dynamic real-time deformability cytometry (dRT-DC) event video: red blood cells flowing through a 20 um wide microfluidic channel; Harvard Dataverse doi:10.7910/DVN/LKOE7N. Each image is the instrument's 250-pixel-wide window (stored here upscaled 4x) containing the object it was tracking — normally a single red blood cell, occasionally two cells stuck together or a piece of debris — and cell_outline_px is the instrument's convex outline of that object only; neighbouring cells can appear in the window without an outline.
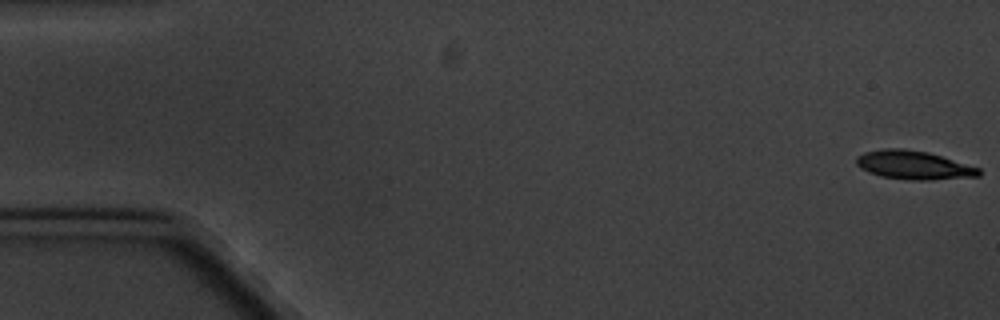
{"species": "common noctule bat (a hibernating species)", "species_latin": "Nyctalus noctula", "temperature_condition": "cold", "stored_images_in_passage": 7, "camera_frame_rate_fps": 3000, "um_per_image_px": 0.085, "animal": {"sex": "male", "body_mass_g": 20.1, "forearm_length_mm": 53.5}, "frame": {"image": 1, "passage_image": 1, "time_ms": 0.0, "image_size_px": [1000, 320], "cell_outline_px": [[980, 176], [928, 180], [912, 180], [880, 176], [868, 172], [860, 168], [856, 164], [856, 156], [864, 152], [884, 148], [900, 148], [928, 152], [980, 168]], "centroid_in_image_um": [77.63, 14.03], "position_along_channel_um": 7.4, "area_um2": 20.4}}
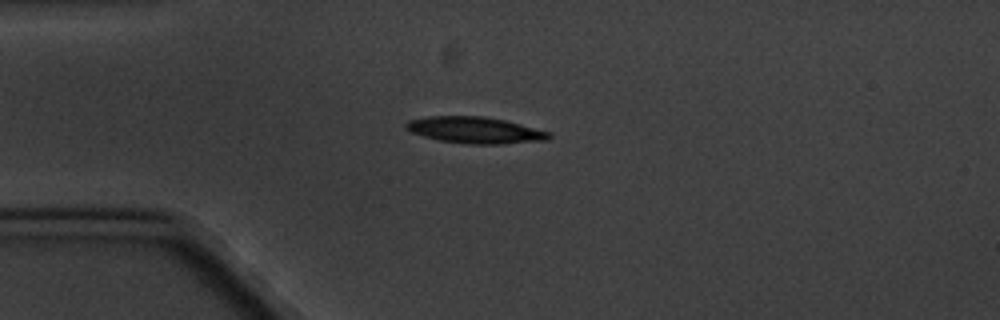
{"frame": {"image": 2, "passage_image": 5, "time_ms": 4.667, "image_size_px": [1000, 320], "cell_outline_px": [[552, 136], [548, 140], [500, 144], [468, 144], [440, 140], [424, 136], [412, 132], [404, 128], [404, 124], [408, 120], [428, 116], [484, 116], [504, 120], [552, 132]], "centroid_in_image_um": [40.39, 11.06], "position_along_channel_um": 44.6, "area_um2": 22.08}}